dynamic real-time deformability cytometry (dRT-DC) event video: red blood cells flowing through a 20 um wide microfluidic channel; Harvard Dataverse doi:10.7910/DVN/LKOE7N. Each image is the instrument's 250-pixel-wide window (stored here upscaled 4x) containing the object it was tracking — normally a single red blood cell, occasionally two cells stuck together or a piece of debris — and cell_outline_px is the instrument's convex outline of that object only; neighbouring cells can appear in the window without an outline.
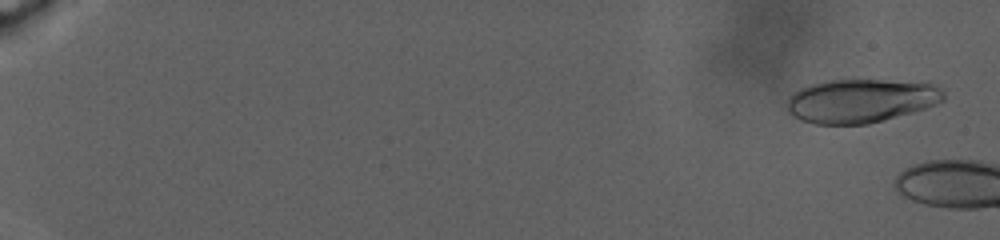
{"species": "human", "species_latin": "Homo sapiens", "temperature_condition": "warm", "stored_images_in_passage": 9, "camera_frame_rate_fps": 3000, "um_per_image_px": 0.085, "donor": {"sex": "male"}, "frame": {"image": 1, "passage_image": 4, "time_ms": 1.0, "image_size_px": [1000, 240], "cell_outline_px": [[944, 100], [936, 104], [912, 112], [868, 124], [816, 124], [800, 120], [792, 116], [788, 112], [788, 96], [792, 92], [800, 88], [812, 84], [832, 80], [884, 80], [928, 84], [940, 88], [944, 92]], "centroid_in_image_um": [73.12, 8.58], "position_along_channel_um": 11.9, "area_um2": 39.54}}